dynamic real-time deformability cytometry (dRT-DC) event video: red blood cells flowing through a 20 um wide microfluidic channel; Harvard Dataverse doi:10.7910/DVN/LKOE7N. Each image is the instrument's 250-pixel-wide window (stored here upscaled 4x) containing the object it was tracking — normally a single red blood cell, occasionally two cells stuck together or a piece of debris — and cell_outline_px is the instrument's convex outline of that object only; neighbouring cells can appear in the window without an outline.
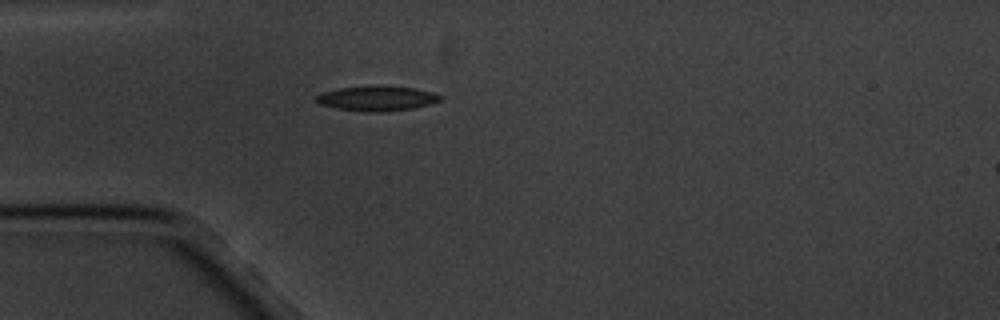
{"species": "common noctule bat (a hibernating species)", "species_latin": "Nyctalus noctula", "temperature_condition": "cold", "stored_images_in_passage": 1, "camera_frame_rate_fps": 3000, "um_per_image_px": 0.085, "animal": {"sex": "male", "body_mass_g": 20.1, "forearm_length_mm": 53.5}, "frame": {"image": 1, "passage_image": 1, "time_ms": 0.0, "image_size_px": [1000, 320], "cell_outline_px": [[440, 100], [432, 104], [412, 108], [388, 112], [364, 112], [336, 108], [320, 104], [316, 100], [316, 96], [320, 92], [340, 88], [416, 88], [432, 92], [440, 96]], "centroid_in_image_um": [32.02, 8.41], "position_along_channel_um": 53.0, "area_um2": 17.28}}